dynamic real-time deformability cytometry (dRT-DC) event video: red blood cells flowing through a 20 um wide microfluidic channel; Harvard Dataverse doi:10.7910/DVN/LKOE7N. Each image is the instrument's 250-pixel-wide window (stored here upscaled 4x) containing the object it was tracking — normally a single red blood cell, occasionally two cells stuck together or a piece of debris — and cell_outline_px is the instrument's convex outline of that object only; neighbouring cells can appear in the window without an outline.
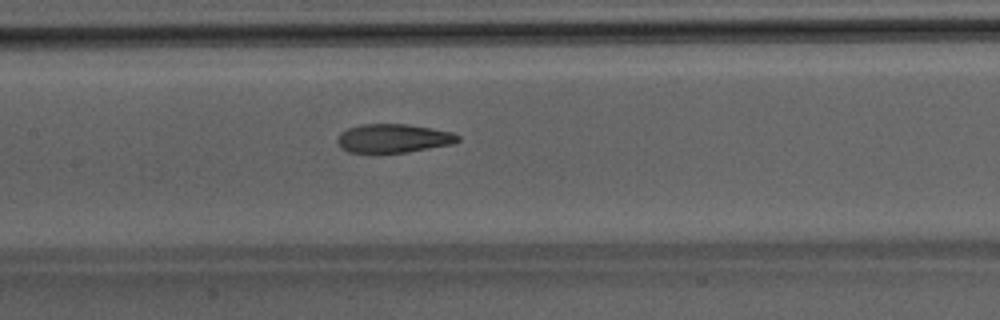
{"species": "Egyptian fruit bat (a non-hibernating species)", "species_latin": "Rousettus aegyptiacus", "temperature_condition": "room temperature", "stored_images_in_passage": 47, "camera_frame_rate_fps": 3000, "um_per_image_px": 0.085, "animal": {"sex": "male"}, "frame": {"image": 1, "passage_image": 24, "time_ms": 7.667, "image_size_px": [1000, 320], "cell_outline_px": [[460, 140], [452, 144], [408, 152], [348, 152], [340, 148], [336, 140], [340, 132], [348, 128], [360, 124], [408, 124], [432, 128], [452, 132], [460, 136]], "centroid_in_image_um": [33.42, 11.75], "position_along_channel_um": 174.0, "area_um2": 20.23}}
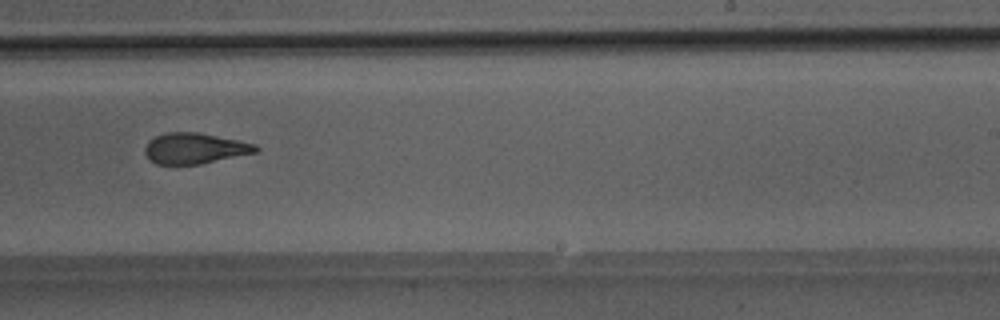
{"frame": {"image": 2, "passage_image": 31, "time_ms": 10.0, "image_size_px": [1000, 320], "cell_outline_px": [[260, 148], [256, 152], [200, 164], [156, 164], [148, 160], [144, 152], [144, 148], [148, 140], [164, 132], [200, 132], [256, 144]], "centroid_in_image_um": [16.51, 12.6], "position_along_channel_um": 272.5, "area_um2": 20.0}}
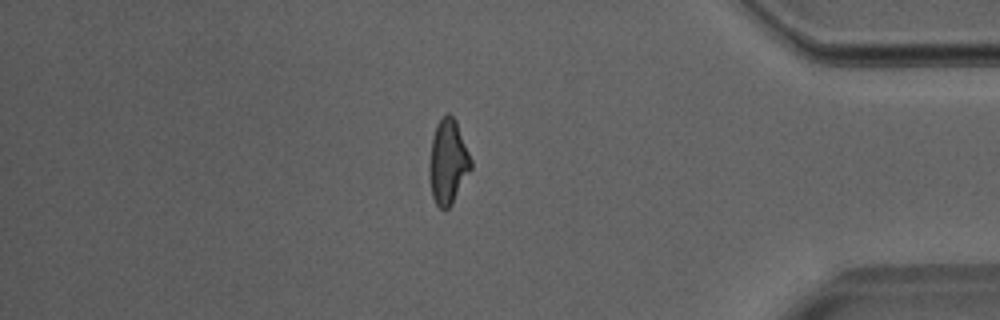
{"frame": {"image": 3, "passage_image": 42, "time_ms": 13.667, "image_size_px": [1000, 320], "cell_outline_px": [[472, 168], [452, 204], [448, 208], [440, 208], [436, 204], [432, 196], [428, 176], [428, 164], [432, 136], [436, 124], [448, 112], [456, 120], [472, 160]], "centroid_in_image_um": [38.06, 13.76], "position_along_channel_um": 397.1, "area_um2": 20.75}}